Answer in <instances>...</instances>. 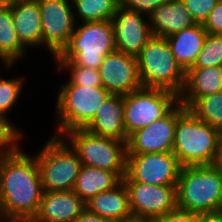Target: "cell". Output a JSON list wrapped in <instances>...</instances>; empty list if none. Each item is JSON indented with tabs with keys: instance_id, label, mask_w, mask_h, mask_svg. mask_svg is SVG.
Returning a JSON list of instances; mask_svg holds the SVG:
<instances>
[{
	"instance_id": "obj_1",
	"label": "cell",
	"mask_w": 222,
	"mask_h": 222,
	"mask_svg": "<svg viewBox=\"0 0 222 222\" xmlns=\"http://www.w3.org/2000/svg\"><path fill=\"white\" fill-rule=\"evenodd\" d=\"M43 193L35 156L19 149L0 157V220L36 215Z\"/></svg>"
},
{
	"instance_id": "obj_2",
	"label": "cell",
	"mask_w": 222,
	"mask_h": 222,
	"mask_svg": "<svg viewBox=\"0 0 222 222\" xmlns=\"http://www.w3.org/2000/svg\"><path fill=\"white\" fill-rule=\"evenodd\" d=\"M219 134V130L197 119L178 102L172 152L182 167L212 165L217 153Z\"/></svg>"
},
{
	"instance_id": "obj_3",
	"label": "cell",
	"mask_w": 222,
	"mask_h": 222,
	"mask_svg": "<svg viewBox=\"0 0 222 222\" xmlns=\"http://www.w3.org/2000/svg\"><path fill=\"white\" fill-rule=\"evenodd\" d=\"M177 208L193 213L222 210V171L213 165L182 167L176 187Z\"/></svg>"
},
{
	"instance_id": "obj_4",
	"label": "cell",
	"mask_w": 222,
	"mask_h": 222,
	"mask_svg": "<svg viewBox=\"0 0 222 222\" xmlns=\"http://www.w3.org/2000/svg\"><path fill=\"white\" fill-rule=\"evenodd\" d=\"M136 57L142 87L181 95L186 72L176 61L166 38L152 36Z\"/></svg>"
},
{
	"instance_id": "obj_5",
	"label": "cell",
	"mask_w": 222,
	"mask_h": 222,
	"mask_svg": "<svg viewBox=\"0 0 222 222\" xmlns=\"http://www.w3.org/2000/svg\"><path fill=\"white\" fill-rule=\"evenodd\" d=\"M115 50L111 21L83 22L75 27L55 60H70L77 66L98 69L104 57Z\"/></svg>"
},
{
	"instance_id": "obj_6",
	"label": "cell",
	"mask_w": 222,
	"mask_h": 222,
	"mask_svg": "<svg viewBox=\"0 0 222 222\" xmlns=\"http://www.w3.org/2000/svg\"><path fill=\"white\" fill-rule=\"evenodd\" d=\"M110 95L103 86L63 84L57 97L58 123L53 136L62 137L69 130L84 129Z\"/></svg>"
},
{
	"instance_id": "obj_7",
	"label": "cell",
	"mask_w": 222,
	"mask_h": 222,
	"mask_svg": "<svg viewBox=\"0 0 222 222\" xmlns=\"http://www.w3.org/2000/svg\"><path fill=\"white\" fill-rule=\"evenodd\" d=\"M68 142L52 135L34 155L44 191L73 190L82 163Z\"/></svg>"
},
{
	"instance_id": "obj_8",
	"label": "cell",
	"mask_w": 222,
	"mask_h": 222,
	"mask_svg": "<svg viewBox=\"0 0 222 222\" xmlns=\"http://www.w3.org/2000/svg\"><path fill=\"white\" fill-rule=\"evenodd\" d=\"M62 138L70 141L69 145L77 153L82 165L114 171L121 179L125 176L127 142L98 136L86 129L69 130Z\"/></svg>"
},
{
	"instance_id": "obj_9",
	"label": "cell",
	"mask_w": 222,
	"mask_h": 222,
	"mask_svg": "<svg viewBox=\"0 0 222 222\" xmlns=\"http://www.w3.org/2000/svg\"><path fill=\"white\" fill-rule=\"evenodd\" d=\"M124 122L128 137L165 116L178 102L175 93L154 88H140L123 95Z\"/></svg>"
},
{
	"instance_id": "obj_10",
	"label": "cell",
	"mask_w": 222,
	"mask_h": 222,
	"mask_svg": "<svg viewBox=\"0 0 222 222\" xmlns=\"http://www.w3.org/2000/svg\"><path fill=\"white\" fill-rule=\"evenodd\" d=\"M182 165L173 152L127 154L124 182L177 185Z\"/></svg>"
},
{
	"instance_id": "obj_11",
	"label": "cell",
	"mask_w": 222,
	"mask_h": 222,
	"mask_svg": "<svg viewBox=\"0 0 222 222\" xmlns=\"http://www.w3.org/2000/svg\"><path fill=\"white\" fill-rule=\"evenodd\" d=\"M38 3L42 25V45H45L55 58L69 42L78 21L75 19L71 1L38 0Z\"/></svg>"
},
{
	"instance_id": "obj_12",
	"label": "cell",
	"mask_w": 222,
	"mask_h": 222,
	"mask_svg": "<svg viewBox=\"0 0 222 222\" xmlns=\"http://www.w3.org/2000/svg\"><path fill=\"white\" fill-rule=\"evenodd\" d=\"M134 218L154 220L177 208V185H149L124 182Z\"/></svg>"
},
{
	"instance_id": "obj_13",
	"label": "cell",
	"mask_w": 222,
	"mask_h": 222,
	"mask_svg": "<svg viewBox=\"0 0 222 222\" xmlns=\"http://www.w3.org/2000/svg\"><path fill=\"white\" fill-rule=\"evenodd\" d=\"M178 103L162 118L132 133L127 140V154L173 151Z\"/></svg>"
},
{
	"instance_id": "obj_14",
	"label": "cell",
	"mask_w": 222,
	"mask_h": 222,
	"mask_svg": "<svg viewBox=\"0 0 222 222\" xmlns=\"http://www.w3.org/2000/svg\"><path fill=\"white\" fill-rule=\"evenodd\" d=\"M102 86L111 94L126 95L142 88L137 57L115 50L98 68Z\"/></svg>"
},
{
	"instance_id": "obj_15",
	"label": "cell",
	"mask_w": 222,
	"mask_h": 222,
	"mask_svg": "<svg viewBox=\"0 0 222 222\" xmlns=\"http://www.w3.org/2000/svg\"><path fill=\"white\" fill-rule=\"evenodd\" d=\"M141 13L124 9L120 6L111 19L114 29V43L117 51L137 56L151 39L149 20L144 21Z\"/></svg>"
},
{
	"instance_id": "obj_16",
	"label": "cell",
	"mask_w": 222,
	"mask_h": 222,
	"mask_svg": "<svg viewBox=\"0 0 222 222\" xmlns=\"http://www.w3.org/2000/svg\"><path fill=\"white\" fill-rule=\"evenodd\" d=\"M84 129L98 136L127 142L123 95L111 94Z\"/></svg>"
},
{
	"instance_id": "obj_17",
	"label": "cell",
	"mask_w": 222,
	"mask_h": 222,
	"mask_svg": "<svg viewBox=\"0 0 222 222\" xmlns=\"http://www.w3.org/2000/svg\"><path fill=\"white\" fill-rule=\"evenodd\" d=\"M85 209V202L73 190L44 191L36 215L52 222H73Z\"/></svg>"
},
{
	"instance_id": "obj_18",
	"label": "cell",
	"mask_w": 222,
	"mask_h": 222,
	"mask_svg": "<svg viewBox=\"0 0 222 222\" xmlns=\"http://www.w3.org/2000/svg\"><path fill=\"white\" fill-rule=\"evenodd\" d=\"M153 36L168 37L197 24L182 0H170L149 16Z\"/></svg>"
},
{
	"instance_id": "obj_19",
	"label": "cell",
	"mask_w": 222,
	"mask_h": 222,
	"mask_svg": "<svg viewBox=\"0 0 222 222\" xmlns=\"http://www.w3.org/2000/svg\"><path fill=\"white\" fill-rule=\"evenodd\" d=\"M10 7L21 44L27 48L42 45V25L38 0H15Z\"/></svg>"
},
{
	"instance_id": "obj_20",
	"label": "cell",
	"mask_w": 222,
	"mask_h": 222,
	"mask_svg": "<svg viewBox=\"0 0 222 222\" xmlns=\"http://www.w3.org/2000/svg\"><path fill=\"white\" fill-rule=\"evenodd\" d=\"M222 91V66L190 68L179 102L187 109L201 97Z\"/></svg>"
},
{
	"instance_id": "obj_21",
	"label": "cell",
	"mask_w": 222,
	"mask_h": 222,
	"mask_svg": "<svg viewBox=\"0 0 222 222\" xmlns=\"http://www.w3.org/2000/svg\"><path fill=\"white\" fill-rule=\"evenodd\" d=\"M85 206L89 212L110 219L112 222L132 218L128 192L123 180L114 188L93 196Z\"/></svg>"
},
{
	"instance_id": "obj_22",
	"label": "cell",
	"mask_w": 222,
	"mask_h": 222,
	"mask_svg": "<svg viewBox=\"0 0 222 222\" xmlns=\"http://www.w3.org/2000/svg\"><path fill=\"white\" fill-rule=\"evenodd\" d=\"M206 36L207 32L203 25L197 23L192 27L166 37L172 54L185 72L196 62Z\"/></svg>"
},
{
	"instance_id": "obj_23",
	"label": "cell",
	"mask_w": 222,
	"mask_h": 222,
	"mask_svg": "<svg viewBox=\"0 0 222 222\" xmlns=\"http://www.w3.org/2000/svg\"><path fill=\"white\" fill-rule=\"evenodd\" d=\"M121 181L114 171L82 165L73 191L86 203L93 196L114 188Z\"/></svg>"
},
{
	"instance_id": "obj_24",
	"label": "cell",
	"mask_w": 222,
	"mask_h": 222,
	"mask_svg": "<svg viewBox=\"0 0 222 222\" xmlns=\"http://www.w3.org/2000/svg\"><path fill=\"white\" fill-rule=\"evenodd\" d=\"M13 23L12 8L0 6V61L5 68L12 67L27 51L18 39Z\"/></svg>"
},
{
	"instance_id": "obj_25",
	"label": "cell",
	"mask_w": 222,
	"mask_h": 222,
	"mask_svg": "<svg viewBox=\"0 0 222 222\" xmlns=\"http://www.w3.org/2000/svg\"><path fill=\"white\" fill-rule=\"evenodd\" d=\"M74 16L83 22L111 21L121 6L120 0H73Z\"/></svg>"
},
{
	"instance_id": "obj_26",
	"label": "cell",
	"mask_w": 222,
	"mask_h": 222,
	"mask_svg": "<svg viewBox=\"0 0 222 222\" xmlns=\"http://www.w3.org/2000/svg\"><path fill=\"white\" fill-rule=\"evenodd\" d=\"M188 109L197 119L222 131V91L198 98Z\"/></svg>"
},
{
	"instance_id": "obj_27",
	"label": "cell",
	"mask_w": 222,
	"mask_h": 222,
	"mask_svg": "<svg viewBox=\"0 0 222 222\" xmlns=\"http://www.w3.org/2000/svg\"><path fill=\"white\" fill-rule=\"evenodd\" d=\"M222 66V35L207 33L202 50L191 68Z\"/></svg>"
},
{
	"instance_id": "obj_28",
	"label": "cell",
	"mask_w": 222,
	"mask_h": 222,
	"mask_svg": "<svg viewBox=\"0 0 222 222\" xmlns=\"http://www.w3.org/2000/svg\"><path fill=\"white\" fill-rule=\"evenodd\" d=\"M59 70H68L71 72L70 80L65 84H74L79 86H102L101 77L98 69L81 67L75 65L70 60H55Z\"/></svg>"
},
{
	"instance_id": "obj_29",
	"label": "cell",
	"mask_w": 222,
	"mask_h": 222,
	"mask_svg": "<svg viewBox=\"0 0 222 222\" xmlns=\"http://www.w3.org/2000/svg\"><path fill=\"white\" fill-rule=\"evenodd\" d=\"M1 77L0 75V114L6 116L9 110L15 106L14 104L22 93L24 79L20 77L13 79Z\"/></svg>"
},
{
	"instance_id": "obj_30",
	"label": "cell",
	"mask_w": 222,
	"mask_h": 222,
	"mask_svg": "<svg viewBox=\"0 0 222 222\" xmlns=\"http://www.w3.org/2000/svg\"><path fill=\"white\" fill-rule=\"evenodd\" d=\"M22 132L7 119V116L0 114V157L15 153L19 148L18 144L23 138Z\"/></svg>"
},
{
	"instance_id": "obj_31",
	"label": "cell",
	"mask_w": 222,
	"mask_h": 222,
	"mask_svg": "<svg viewBox=\"0 0 222 222\" xmlns=\"http://www.w3.org/2000/svg\"><path fill=\"white\" fill-rule=\"evenodd\" d=\"M196 23L203 24L220 0H182Z\"/></svg>"
},
{
	"instance_id": "obj_32",
	"label": "cell",
	"mask_w": 222,
	"mask_h": 222,
	"mask_svg": "<svg viewBox=\"0 0 222 222\" xmlns=\"http://www.w3.org/2000/svg\"><path fill=\"white\" fill-rule=\"evenodd\" d=\"M124 9L147 15V17L159 6L170 0H120Z\"/></svg>"
},
{
	"instance_id": "obj_33",
	"label": "cell",
	"mask_w": 222,
	"mask_h": 222,
	"mask_svg": "<svg viewBox=\"0 0 222 222\" xmlns=\"http://www.w3.org/2000/svg\"><path fill=\"white\" fill-rule=\"evenodd\" d=\"M207 33L222 35V1L211 10L208 18L202 24Z\"/></svg>"
},
{
	"instance_id": "obj_34",
	"label": "cell",
	"mask_w": 222,
	"mask_h": 222,
	"mask_svg": "<svg viewBox=\"0 0 222 222\" xmlns=\"http://www.w3.org/2000/svg\"><path fill=\"white\" fill-rule=\"evenodd\" d=\"M153 222H198V214L176 208L170 213L154 219Z\"/></svg>"
},
{
	"instance_id": "obj_35",
	"label": "cell",
	"mask_w": 222,
	"mask_h": 222,
	"mask_svg": "<svg viewBox=\"0 0 222 222\" xmlns=\"http://www.w3.org/2000/svg\"><path fill=\"white\" fill-rule=\"evenodd\" d=\"M73 222H112L85 209Z\"/></svg>"
},
{
	"instance_id": "obj_36",
	"label": "cell",
	"mask_w": 222,
	"mask_h": 222,
	"mask_svg": "<svg viewBox=\"0 0 222 222\" xmlns=\"http://www.w3.org/2000/svg\"><path fill=\"white\" fill-rule=\"evenodd\" d=\"M198 222H222V210L198 214Z\"/></svg>"
},
{
	"instance_id": "obj_37",
	"label": "cell",
	"mask_w": 222,
	"mask_h": 222,
	"mask_svg": "<svg viewBox=\"0 0 222 222\" xmlns=\"http://www.w3.org/2000/svg\"><path fill=\"white\" fill-rule=\"evenodd\" d=\"M212 165L222 171V131L219 134L217 153Z\"/></svg>"
},
{
	"instance_id": "obj_38",
	"label": "cell",
	"mask_w": 222,
	"mask_h": 222,
	"mask_svg": "<svg viewBox=\"0 0 222 222\" xmlns=\"http://www.w3.org/2000/svg\"><path fill=\"white\" fill-rule=\"evenodd\" d=\"M15 222H52V221L43 220L39 218L37 215H29V216L22 217L16 220Z\"/></svg>"
},
{
	"instance_id": "obj_39",
	"label": "cell",
	"mask_w": 222,
	"mask_h": 222,
	"mask_svg": "<svg viewBox=\"0 0 222 222\" xmlns=\"http://www.w3.org/2000/svg\"><path fill=\"white\" fill-rule=\"evenodd\" d=\"M121 222H153V220L132 217L130 219H127Z\"/></svg>"
},
{
	"instance_id": "obj_40",
	"label": "cell",
	"mask_w": 222,
	"mask_h": 222,
	"mask_svg": "<svg viewBox=\"0 0 222 222\" xmlns=\"http://www.w3.org/2000/svg\"><path fill=\"white\" fill-rule=\"evenodd\" d=\"M15 0H0V6H10Z\"/></svg>"
}]
</instances>
